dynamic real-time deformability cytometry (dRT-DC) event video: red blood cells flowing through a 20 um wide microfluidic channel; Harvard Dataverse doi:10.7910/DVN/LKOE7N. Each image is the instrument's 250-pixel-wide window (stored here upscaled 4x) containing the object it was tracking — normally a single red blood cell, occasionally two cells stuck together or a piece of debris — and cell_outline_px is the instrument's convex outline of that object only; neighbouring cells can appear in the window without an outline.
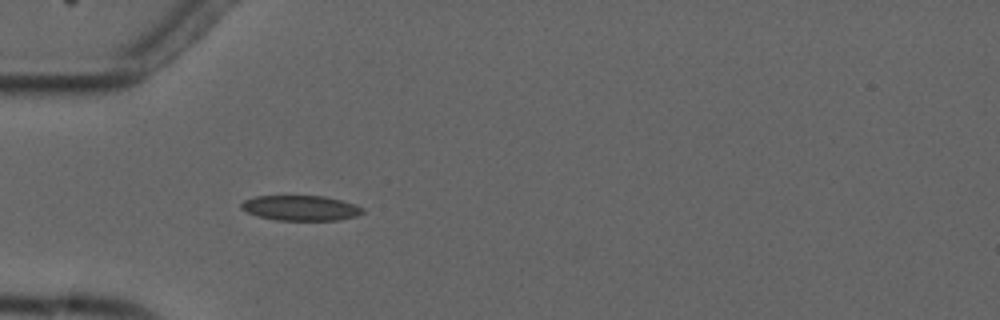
{"species": "common noctule bat (a hibernating species)", "species_latin": "Nyctalus noctula", "temperature_condition": "cold", "stored_images_in_passage": 4, "camera_frame_rate_fps": 3000, "um_per_image_px": 0.085, "animal": {"sex": "male", "forearm_length_mm": 52.5}, "frame": {"image": 1, "passage_image": 4, "time_ms": 4.333, "image_size_px": [1000, 320], "cell_outline_px": [[364, 212], [356, 216], [340, 220], [276, 220], [256, 216], [240, 208], [240, 204], [244, 200], [256, 196], [324, 196], [356, 204], [364, 208]], "centroid_in_image_um": [25.56, 17.68], "position_along_channel_um": 59.4, "area_um2": 17.86}}